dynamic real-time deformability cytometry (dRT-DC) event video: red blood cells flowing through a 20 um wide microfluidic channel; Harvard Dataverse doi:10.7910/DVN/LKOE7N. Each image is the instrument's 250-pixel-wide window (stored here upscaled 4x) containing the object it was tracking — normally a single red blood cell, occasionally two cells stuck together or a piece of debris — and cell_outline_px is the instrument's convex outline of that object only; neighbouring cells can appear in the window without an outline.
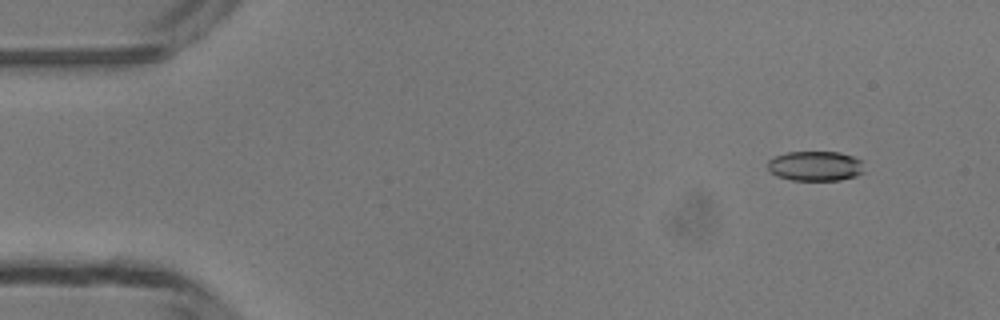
{"species": "common noctule bat (a hibernating species)", "species_latin": "Nyctalus noctula", "temperature_condition": "room temperature", "stored_images_in_passage": 50, "camera_frame_rate_fps": 3000, "um_per_image_px": 0.085, "animal": {"sex": "male", "body_mass_g": 13.3}, "frame": {"image": 1, "passage_image": 5, "time_ms": 1.333, "image_size_px": [1000, 320], "cell_outline_px": [[864, 172], [856, 176], [840, 180], [792, 180], [776, 176], [768, 168], [768, 160], [772, 156], [788, 152], [840, 152], [852, 156], [860, 160]], "centroid_in_image_um": [69.28, 14.11], "position_along_channel_um": 15.7, "area_um2": 16.82}}
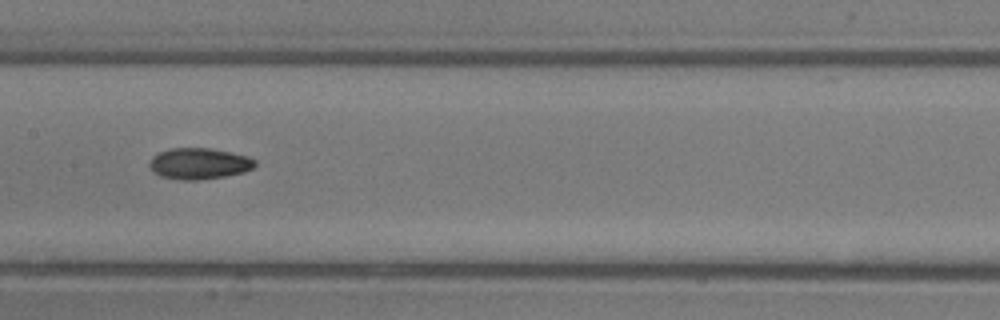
{"frame": {"image": 2, "passage_image": 25, "time_ms": 8.0, "image_size_px": [1000, 320], "cell_outline_px": [[256, 164], [252, 168], [244, 172], [224, 176], [196, 180], [180, 180], [160, 176], [148, 164], [152, 156], [168, 148], [212, 148], [232, 152], [248, 156], [256, 160]], "centroid_in_image_um": [16.94, 13.89], "position_along_channel_um": 190.5, "area_um2": 19.19}}
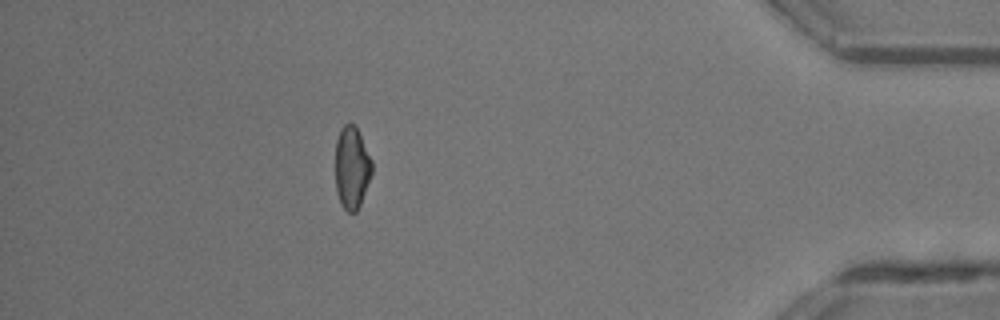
{"frame": {"image": 3, "passage_image": 44, "time_ms": 14.333, "image_size_px": [1000, 320], "cell_outline_px": [[372, 172], [360, 204], [356, 212], [348, 212], [340, 204], [336, 192], [336, 140], [340, 128], [344, 124], [352, 124], [356, 128], [372, 160]], "centroid_in_image_um": [29.89, 14.27], "position_along_channel_um": 405.3, "area_um2": 17.34}, "authors_computed_cell_mechanics": {"area_um2": 18.1781, "velocity_mm_per_s": 4.2118, "shape_relaxation_time_tau1_ms": 3.3204, "shape_relaxation_time_tau2_ms": 6.6319, "deformation_change_tau1": 0.0973, "deformation_change_tau2": 0.1378}}